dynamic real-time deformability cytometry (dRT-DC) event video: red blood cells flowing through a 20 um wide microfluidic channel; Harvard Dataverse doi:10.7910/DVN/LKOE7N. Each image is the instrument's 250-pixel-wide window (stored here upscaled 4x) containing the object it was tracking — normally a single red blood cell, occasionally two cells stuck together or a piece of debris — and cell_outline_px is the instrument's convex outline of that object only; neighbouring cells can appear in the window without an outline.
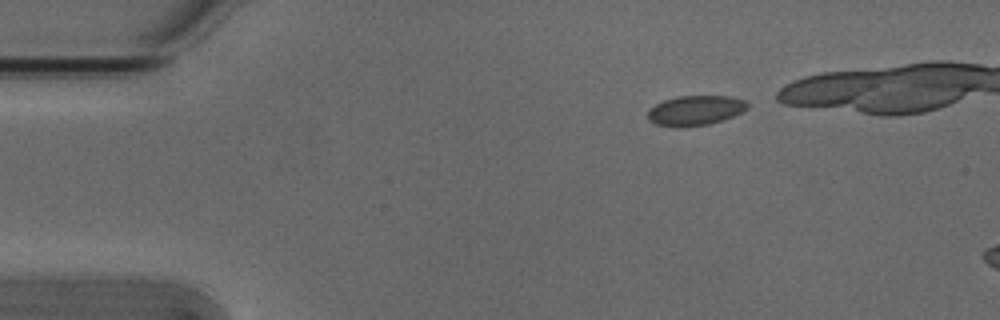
{"species": "Egyptian fruit bat (a non-hibernating species)", "species_latin": "Rousettus aegyptiacus", "temperature_condition": "cold", "stored_images_in_passage": 4, "camera_frame_rate_fps": 3000, "um_per_image_px": 0.085, "animal": {"sex": "male"}, "frame": {"image": 1, "passage_image": 1, "time_ms": 0.0, "image_size_px": [1000, 320], "cell_outline_px": [[748, 108], [724, 120], [708, 124], [680, 128], [676, 128], [656, 124], [648, 120], [648, 112], [656, 104], [664, 100], [676, 96], [732, 96], [748, 100]], "centroid_in_image_um": [59.12, 9.39], "position_along_channel_um": 25.9, "area_um2": 17.51}}